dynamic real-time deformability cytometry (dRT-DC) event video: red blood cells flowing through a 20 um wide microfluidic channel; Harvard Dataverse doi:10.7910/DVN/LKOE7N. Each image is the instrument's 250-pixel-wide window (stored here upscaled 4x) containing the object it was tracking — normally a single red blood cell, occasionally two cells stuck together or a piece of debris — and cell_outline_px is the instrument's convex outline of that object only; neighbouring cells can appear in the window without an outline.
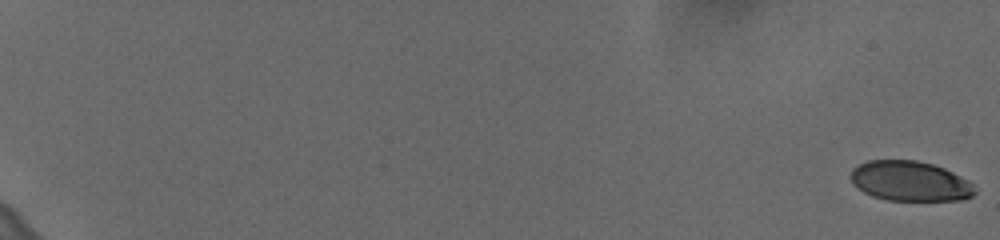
{"species": "human", "species_latin": "Homo sapiens", "temperature_condition": "cold", "stored_images_in_passage": 32, "camera_frame_rate_fps": 3000, "um_per_image_px": 0.085, "donor": {"sex": "female"}, "frame": {"image": 1, "passage_image": 1, "time_ms": 0.0, "image_size_px": [1000, 240], "cell_outline_px": [[976, 192], [972, 196], [964, 200], [888, 200], [872, 196], [856, 188], [852, 184], [848, 176], [852, 168], [868, 160], [916, 160], [932, 164], [944, 168], [968, 180], [972, 184]], "centroid_in_image_um": [77.31, 15.39], "position_along_channel_um": 7.7, "area_um2": 29.13}}
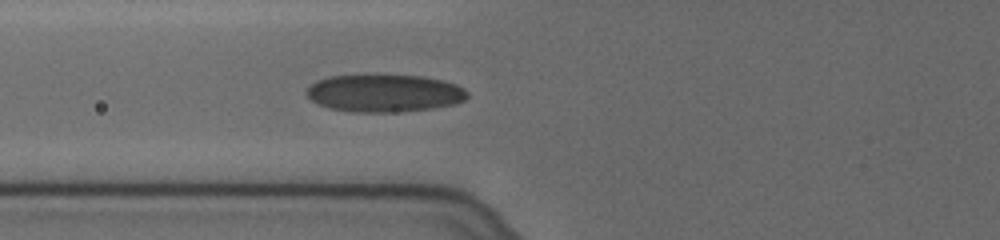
{"frame": {"image": 2, "passage_image": 28, "time_ms": 9.0, "image_size_px": [1000, 240], "cell_outline_px": [[468, 96], [464, 100], [456, 104], [432, 108], [388, 112], [352, 112], [328, 108], [312, 100], [304, 92], [316, 80], [328, 76], [420, 76], [444, 80], [456, 84], [464, 88], [468, 92]], "centroid_in_image_um": [32.68, 7.93], "position_along_channel_um": 93.1, "area_um2": 34.91}}
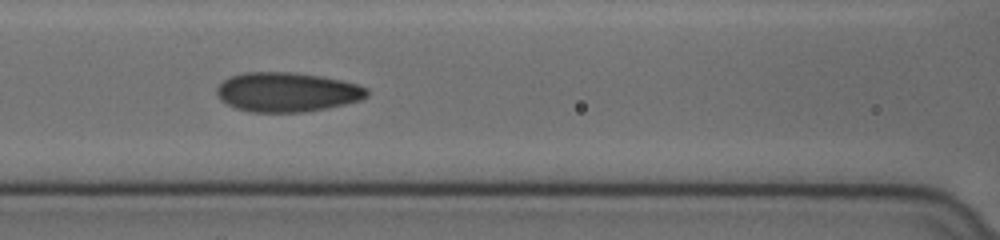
{"frame": {"image": 3, "passage_image": 32, "time_ms": 10.333, "image_size_px": [1000, 240], "cell_outline_px": [[368, 96], [360, 100], [328, 108], [304, 112], [248, 112], [236, 108], [220, 100], [216, 92], [216, 88], [224, 80], [232, 76], [244, 72], [296, 72], [320, 76], [340, 80], [356, 84], [368, 88]], "centroid_in_image_um": [24.39, 7.83], "position_along_channel_um": 142.2, "area_um2": 34.56}}